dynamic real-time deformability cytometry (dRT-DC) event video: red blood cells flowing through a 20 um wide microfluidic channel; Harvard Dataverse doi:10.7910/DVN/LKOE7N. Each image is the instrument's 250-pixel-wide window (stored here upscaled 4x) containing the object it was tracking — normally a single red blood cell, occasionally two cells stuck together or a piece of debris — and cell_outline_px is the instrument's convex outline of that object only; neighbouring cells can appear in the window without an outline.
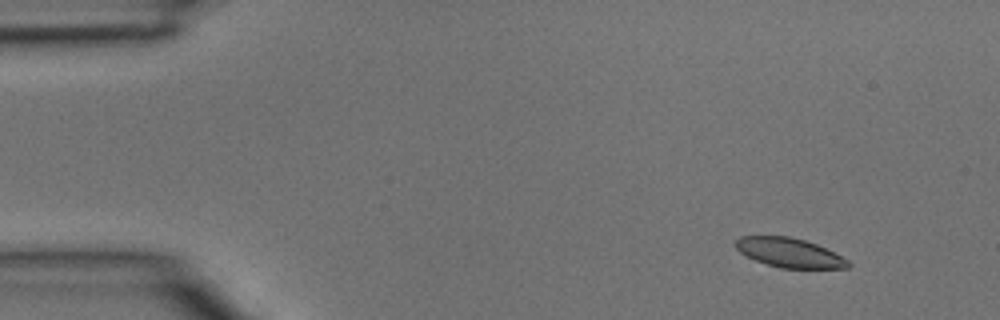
{"species": "common noctule bat (a hibernating species)", "species_latin": "Nyctalus noctula", "temperature_condition": "room temperature", "stored_images_in_passage": 4, "camera_frame_rate_fps": 3000, "um_per_image_px": 0.085, "animal": {"sex": "male", "body_mass_g": 15.6}, "frame": {"image": 1, "passage_image": 2, "time_ms": 0.333, "image_size_px": [1000, 320], "cell_outline_px": [[852, 264], [848, 268], [780, 268], [756, 260], [740, 252], [736, 248], [736, 240], [740, 236], [788, 236], [804, 240], [816, 244], [848, 260]], "centroid_in_image_um": [67.1, 21.48], "position_along_channel_um": 17.9, "area_um2": 18.9}}